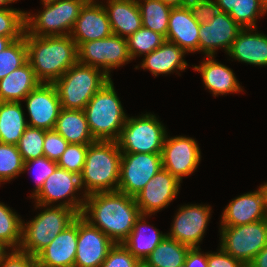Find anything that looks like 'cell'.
<instances>
[{
	"mask_svg": "<svg viewBox=\"0 0 267 267\" xmlns=\"http://www.w3.org/2000/svg\"><path fill=\"white\" fill-rule=\"evenodd\" d=\"M85 199L81 216L115 244L128 237L141 215L135 197L119 191L93 193Z\"/></svg>",
	"mask_w": 267,
	"mask_h": 267,
	"instance_id": "1",
	"label": "cell"
},
{
	"mask_svg": "<svg viewBox=\"0 0 267 267\" xmlns=\"http://www.w3.org/2000/svg\"><path fill=\"white\" fill-rule=\"evenodd\" d=\"M27 59L40 83L53 84L78 63V46L70 35L33 36L25 31Z\"/></svg>",
	"mask_w": 267,
	"mask_h": 267,
	"instance_id": "2",
	"label": "cell"
},
{
	"mask_svg": "<svg viewBox=\"0 0 267 267\" xmlns=\"http://www.w3.org/2000/svg\"><path fill=\"white\" fill-rule=\"evenodd\" d=\"M122 152L117 141H95L88 145L80 177L83 198L98 192L117 191Z\"/></svg>",
	"mask_w": 267,
	"mask_h": 267,
	"instance_id": "3",
	"label": "cell"
},
{
	"mask_svg": "<svg viewBox=\"0 0 267 267\" xmlns=\"http://www.w3.org/2000/svg\"><path fill=\"white\" fill-rule=\"evenodd\" d=\"M88 126L96 141H117L127 115L123 110L112 80L90 99L84 108Z\"/></svg>",
	"mask_w": 267,
	"mask_h": 267,
	"instance_id": "4",
	"label": "cell"
},
{
	"mask_svg": "<svg viewBox=\"0 0 267 267\" xmlns=\"http://www.w3.org/2000/svg\"><path fill=\"white\" fill-rule=\"evenodd\" d=\"M111 78L98 68L76 63L53 83L63 109L84 110Z\"/></svg>",
	"mask_w": 267,
	"mask_h": 267,
	"instance_id": "5",
	"label": "cell"
},
{
	"mask_svg": "<svg viewBox=\"0 0 267 267\" xmlns=\"http://www.w3.org/2000/svg\"><path fill=\"white\" fill-rule=\"evenodd\" d=\"M79 215L68 207L51 206L44 209L33 220L22 223V238L19 249L36 256L64 231Z\"/></svg>",
	"mask_w": 267,
	"mask_h": 267,
	"instance_id": "6",
	"label": "cell"
},
{
	"mask_svg": "<svg viewBox=\"0 0 267 267\" xmlns=\"http://www.w3.org/2000/svg\"><path fill=\"white\" fill-rule=\"evenodd\" d=\"M85 3L84 0L44 3V10L40 14L30 16V12H26V32L40 37L70 35Z\"/></svg>",
	"mask_w": 267,
	"mask_h": 267,
	"instance_id": "7",
	"label": "cell"
},
{
	"mask_svg": "<svg viewBox=\"0 0 267 267\" xmlns=\"http://www.w3.org/2000/svg\"><path fill=\"white\" fill-rule=\"evenodd\" d=\"M166 133L165 127L153 114L127 117L117 143L122 153H162Z\"/></svg>",
	"mask_w": 267,
	"mask_h": 267,
	"instance_id": "8",
	"label": "cell"
},
{
	"mask_svg": "<svg viewBox=\"0 0 267 267\" xmlns=\"http://www.w3.org/2000/svg\"><path fill=\"white\" fill-rule=\"evenodd\" d=\"M220 247L229 255L248 265L267 245V218L238 226H221Z\"/></svg>",
	"mask_w": 267,
	"mask_h": 267,
	"instance_id": "9",
	"label": "cell"
},
{
	"mask_svg": "<svg viewBox=\"0 0 267 267\" xmlns=\"http://www.w3.org/2000/svg\"><path fill=\"white\" fill-rule=\"evenodd\" d=\"M132 60L128 53L127 39L118 35L84 42L78 47V63L100 69L109 75L110 69L117 68Z\"/></svg>",
	"mask_w": 267,
	"mask_h": 267,
	"instance_id": "10",
	"label": "cell"
},
{
	"mask_svg": "<svg viewBox=\"0 0 267 267\" xmlns=\"http://www.w3.org/2000/svg\"><path fill=\"white\" fill-rule=\"evenodd\" d=\"M161 168V153H122L117 191L135 197Z\"/></svg>",
	"mask_w": 267,
	"mask_h": 267,
	"instance_id": "11",
	"label": "cell"
},
{
	"mask_svg": "<svg viewBox=\"0 0 267 267\" xmlns=\"http://www.w3.org/2000/svg\"><path fill=\"white\" fill-rule=\"evenodd\" d=\"M79 189H81L79 175L57 167L45 180L40 191L36 195L31 196V198L33 197L37 200L36 207L40 208L46 207L58 200L67 199L70 196L67 201L61 202L58 206L68 207L73 209L78 215H81L86 199H77L74 196L75 192L79 191Z\"/></svg>",
	"mask_w": 267,
	"mask_h": 267,
	"instance_id": "12",
	"label": "cell"
},
{
	"mask_svg": "<svg viewBox=\"0 0 267 267\" xmlns=\"http://www.w3.org/2000/svg\"><path fill=\"white\" fill-rule=\"evenodd\" d=\"M161 157L162 168L181 182L182 177L192 174L198 167L201 152L195 139L184 136L168 138L166 135Z\"/></svg>",
	"mask_w": 267,
	"mask_h": 267,
	"instance_id": "13",
	"label": "cell"
},
{
	"mask_svg": "<svg viewBox=\"0 0 267 267\" xmlns=\"http://www.w3.org/2000/svg\"><path fill=\"white\" fill-rule=\"evenodd\" d=\"M114 244L99 228L79 215L74 267H100Z\"/></svg>",
	"mask_w": 267,
	"mask_h": 267,
	"instance_id": "14",
	"label": "cell"
},
{
	"mask_svg": "<svg viewBox=\"0 0 267 267\" xmlns=\"http://www.w3.org/2000/svg\"><path fill=\"white\" fill-rule=\"evenodd\" d=\"M180 181L161 168L135 196L142 215H151L170 204L179 192Z\"/></svg>",
	"mask_w": 267,
	"mask_h": 267,
	"instance_id": "15",
	"label": "cell"
},
{
	"mask_svg": "<svg viewBox=\"0 0 267 267\" xmlns=\"http://www.w3.org/2000/svg\"><path fill=\"white\" fill-rule=\"evenodd\" d=\"M24 100L30 115L28 126L53 130L62 109L55 86L40 83Z\"/></svg>",
	"mask_w": 267,
	"mask_h": 267,
	"instance_id": "16",
	"label": "cell"
},
{
	"mask_svg": "<svg viewBox=\"0 0 267 267\" xmlns=\"http://www.w3.org/2000/svg\"><path fill=\"white\" fill-rule=\"evenodd\" d=\"M210 209L203 205L181 206L167 236L190 247H198L207 228Z\"/></svg>",
	"mask_w": 267,
	"mask_h": 267,
	"instance_id": "17",
	"label": "cell"
},
{
	"mask_svg": "<svg viewBox=\"0 0 267 267\" xmlns=\"http://www.w3.org/2000/svg\"><path fill=\"white\" fill-rule=\"evenodd\" d=\"M241 30L228 13L220 11L208 24L200 23L199 51L214 56L216 49L222 47L228 53Z\"/></svg>",
	"mask_w": 267,
	"mask_h": 267,
	"instance_id": "18",
	"label": "cell"
},
{
	"mask_svg": "<svg viewBox=\"0 0 267 267\" xmlns=\"http://www.w3.org/2000/svg\"><path fill=\"white\" fill-rule=\"evenodd\" d=\"M96 3H85L76 19L70 36L78 47L84 42L104 39L113 34L105 8Z\"/></svg>",
	"mask_w": 267,
	"mask_h": 267,
	"instance_id": "19",
	"label": "cell"
},
{
	"mask_svg": "<svg viewBox=\"0 0 267 267\" xmlns=\"http://www.w3.org/2000/svg\"><path fill=\"white\" fill-rule=\"evenodd\" d=\"M78 239V217L35 257L37 267H74Z\"/></svg>",
	"mask_w": 267,
	"mask_h": 267,
	"instance_id": "20",
	"label": "cell"
},
{
	"mask_svg": "<svg viewBox=\"0 0 267 267\" xmlns=\"http://www.w3.org/2000/svg\"><path fill=\"white\" fill-rule=\"evenodd\" d=\"M198 23L187 6L172 7L166 40L173 42L185 53L199 51Z\"/></svg>",
	"mask_w": 267,
	"mask_h": 267,
	"instance_id": "21",
	"label": "cell"
},
{
	"mask_svg": "<svg viewBox=\"0 0 267 267\" xmlns=\"http://www.w3.org/2000/svg\"><path fill=\"white\" fill-rule=\"evenodd\" d=\"M221 226H238L267 218L260 188L233 199L223 211Z\"/></svg>",
	"mask_w": 267,
	"mask_h": 267,
	"instance_id": "22",
	"label": "cell"
},
{
	"mask_svg": "<svg viewBox=\"0 0 267 267\" xmlns=\"http://www.w3.org/2000/svg\"><path fill=\"white\" fill-rule=\"evenodd\" d=\"M107 3L108 5L103 7L114 35L127 39L142 27L137 0H108Z\"/></svg>",
	"mask_w": 267,
	"mask_h": 267,
	"instance_id": "23",
	"label": "cell"
},
{
	"mask_svg": "<svg viewBox=\"0 0 267 267\" xmlns=\"http://www.w3.org/2000/svg\"><path fill=\"white\" fill-rule=\"evenodd\" d=\"M251 31L256 30L242 29L227 54L241 62L267 66V35Z\"/></svg>",
	"mask_w": 267,
	"mask_h": 267,
	"instance_id": "24",
	"label": "cell"
},
{
	"mask_svg": "<svg viewBox=\"0 0 267 267\" xmlns=\"http://www.w3.org/2000/svg\"><path fill=\"white\" fill-rule=\"evenodd\" d=\"M204 62L199 66H194V70L201 73L205 87L212 91L213 95H224L228 93L240 92V84L238 83L233 71L225 65L214 61L213 56H206Z\"/></svg>",
	"mask_w": 267,
	"mask_h": 267,
	"instance_id": "25",
	"label": "cell"
},
{
	"mask_svg": "<svg viewBox=\"0 0 267 267\" xmlns=\"http://www.w3.org/2000/svg\"><path fill=\"white\" fill-rule=\"evenodd\" d=\"M39 84L34 70L27 61L0 80V102H20Z\"/></svg>",
	"mask_w": 267,
	"mask_h": 267,
	"instance_id": "26",
	"label": "cell"
},
{
	"mask_svg": "<svg viewBox=\"0 0 267 267\" xmlns=\"http://www.w3.org/2000/svg\"><path fill=\"white\" fill-rule=\"evenodd\" d=\"M185 52L176 44L165 41L161 46L145 55L142 68L148 69L154 76L169 74L176 70H184L188 65L183 57Z\"/></svg>",
	"mask_w": 267,
	"mask_h": 267,
	"instance_id": "27",
	"label": "cell"
},
{
	"mask_svg": "<svg viewBox=\"0 0 267 267\" xmlns=\"http://www.w3.org/2000/svg\"><path fill=\"white\" fill-rule=\"evenodd\" d=\"M54 130L69 144H92L93 138L84 110L61 109Z\"/></svg>",
	"mask_w": 267,
	"mask_h": 267,
	"instance_id": "28",
	"label": "cell"
},
{
	"mask_svg": "<svg viewBox=\"0 0 267 267\" xmlns=\"http://www.w3.org/2000/svg\"><path fill=\"white\" fill-rule=\"evenodd\" d=\"M27 123L20 102H0L1 143L17 145Z\"/></svg>",
	"mask_w": 267,
	"mask_h": 267,
	"instance_id": "29",
	"label": "cell"
},
{
	"mask_svg": "<svg viewBox=\"0 0 267 267\" xmlns=\"http://www.w3.org/2000/svg\"><path fill=\"white\" fill-rule=\"evenodd\" d=\"M144 219L145 215L141 214L140 217L136 220L133 230L122 242V244L141 262H143L144 259L167 236V234L160 233V231L154 227L151 234H146V221Z\"/></svg>",
	"mask_w": 267,
	"mask_h": 267,
	"instance_id": "30",
	"label": "cell"
},
{
	"mask_svg": "<svg viewBox=\"0 0 267 267\" xmlns=\"http://www.w3.org/2000/svg\"><path fill=\"white\" fill-rule=\"evenodd\" d=\"M189 248L166 236L142 263L147 267H176L184 264Z\"/></svg>",
	"mask_w": 267,
	"mask_h": 267,
	"instance_id": "31",
	"label": "cell"
},
{
	"mask_svg": "<svg viewBox=\"0 0 267 267\" xmlns=\"http://www.w3.org/2000/svg\"><path fill=\"white\" fill-rule=\"evenodd\" d=\"M143 1L144 4L142 1L137 0L141 13L142 26L166 38L172 6L163 3L161 0Z\"/></svg>",
	"mask_w": 267,
	"mask_h": 267,
	"instance_id": "32",
	"label": "cell"
},
{
	"mask_svg": "<svg viewBox=\"0 0 267 267\" xmlns=\"http://www.w3.org/2000/svg\"><path fill=\"white\" fill-rule=\"evenodd\" d=\"M22 223L16 212L0 202V241L7 247L19 249L22 238Z\"/></svg>",
	"mask_w": 267,
	"mask_h": 267,
	"instance_id": "33",
	"label": "cell"
},
{
	"mask_svg": "<svg viewBox=\"0 0 267 267\" xmlns=\"http://www.w3.org/2000/svg\"><path fill=\"white\" fill-rule=\"evenodd\" d=\"M166 41V38L148 28L141 27L127 38L128 53L131 59L149 54Z\"/></svg>",
	"mask_w": 267,
	"mask_h": 267,
	"instance_id": "34",
	"label": "cell"
},
{
	"mask_svg": "<svg viewBox=\"0 0 267 267\" xmlns=\"http://www.w3.org/2000/svg\"><path fill=\"white\" fill-rule=\"evenodd\" d=\"M27 61V46L24 33L23 37L13 41L5 50L0 52V80Z\"/></svg>",
	"mask_w": 267,
	"mask_h": 267,
	"instance_id": "35",
	"label": "cell"
},
{
	"mask_svg": "<svg viewBox=\"0 0 267 267\" xmlns=\"http://www.w3.org/2000/svg\"><path fill=\"white\" fill-rule=\"evenodd\" d=\"M24 161L17 145L0 142V183L23 173Z\"/></svg>",
	"mask_w": 267,
	"mask_h": 267,
	"instance_id": "36",
	"label": "cell"
},
{
	"mask_svg": "<svg viewBox=\"0 0 267 267\" xmlns=\"http://www.w3.org/2000/svg\"><path fill=\"white\" fill-rule=\"evenodd\" d=\"M266 11L267 6L262 0H239L229 15L242 29H255L256 17Z\"/></svg>",
	"mask_w": 267,
	"mask_h": 267,
	"instance_id": "37",
	"label": "cell"
},
{
	"mask_svg": "<svg viewBox=\"0 0 267 267\" xmlns=\"http://www.w3.org/2000/svg\"><path fill=\"white\" fill-rule=\"evenodd\" d=\"M45 131L36 127L27 126L17 144L24 162L44 156L43 143Z\"/></svg>",
	"mask_w": 267,
	"mask_h": 267,
	"instance_id": "38",
	"label": "cell"
},
{
	"mask_svg": "<svg viewBox=\"0 0 267 267\" xmlns=\"http://www.w3.org/2000/svg\"><path fill=\"white\" fill-rule=\"evenodd\" d=\"M26 12L12 8H0V36L9 37L13 41L24 36Z\"/></svg>",
	"mask_w": 267,
	"mask_h": 267,
	"instance_id": "39",
	"label": "cell"
},
{
	"mask_svg": "<svg viewBox=\"0 0 267 267\" xmlns=\"http://www.w3.org/2000/svg\"><path fill=\"white\" fill-rule=\"evenodd\" d=\"M88 145L90 144H69L57 161L58 167L80 176L85 164Z\"/></svg>",
	"mask_w": 267,
	"mask_h": 267,
	"instance_id": "40",
	"label": "cell"
},
{
	"mask_svg": "<svg viewBox=\"0 0 267 267\" xmlns=\"http://www.w3.org/2000/svg\"><path fill=\"white\" fill-rule=\"evenodd\" d=\"M141 263L122 243H116L100 267H139Z\"/></svg>",
	"mask_w": 267,
	"mask_h": 267,
	"instance_id": "41",
	"label": "cell"
},
{
	"mask_svg": "<svg viewBox=\"0 0 267 267\" xmlns=\"http://www.w3.org/2000/svg\"><path fill=\"white\" fill-rule=\"evenodd\" d=\"M68 145L69 143L54 129L45 131L43 151L46 158L57 162Z\"/></svg>",
	"mask_w": 267,
	"mask_h": 267,
	"instance_id": "42",
	"label": "cell"
},
{
	"mask_svg": "<svg viewBox=\"0 0 267 267\" xmlns=\"http://www.w3.org/2000/svg\"><path fill=\"white\" fill-rule=\"evenodd\" d=\"M188 7L198 23H209L220 12L217 3L213 0H190Z\"/></svg>",
	"mask_w": 267,
	"mask_h": 267,
	"instance_id": "43",
	"label": "cell"
},
{
	"mask_svg": "<svg viewBox=\"0 0 267 267\" xmlns=\"http://www.w3.org/2000/svg\"><path fill=\"white\" fill-rule=\"evenodd\" d=\"M34 165L37 168L39 167L38 175L36 176V187L35 192L32 194L33 196L36 195L40 189L43 187L45 180L55 171L58 167L57 162L46 158L45 156L36 158L30 161L24 162L23 172L28 170L29 168Z\"/></svg>",
	"mask_w": 267,
	"mask_h": 267,
	"instance_id": "44",
	"label": "cell"
},
{
	"mask_svg": "<svg viewBox=\"0 0 267 267\" xmlns=\"http://www.w3.org/2000/svg\"><path fill=\"white\" fill-rule=\"evenodd\" d=\"M0 267H37L36 257L20 249H12L0 262Z\"/></svg>",
	"mask_w": 267,
	"mask_h": 267,
	"instance_id": "45",
	"label": "cell"
},
{
	"mask_svg": "<svg viewBox=\"0 0 267 267\" xmlns=\"http://www.w3.org/2000/svg\"><path fill=\"white\" fill-rule=\"evenodd\" d=\"M208 267H243V264L227 254L221 247L217 253H207Z\"/></svg>",
	"mask_w": 267,
	"mask_h": 267,
	"instance_id": "46",
	"label": "cell"
},
{
	"mask_svg": "<svg viewBox=\"0 0 267 267\" xmlns=\"http://www.w3.org/2000/svg\"><path fill=\"white\" fill-rule=\"evenodd\" d=\"M200 250L199 246L189 248L184 262L186 267H208L207 253L204 255Z\"/></svg>",
	"mask_w": 267,
	"mask_h": 267,
	"instance_id": "47",
	"label": "cell"
},
{
	"mask_svg": "<svg viewBox=\"0 0 267 267\" xmlns=\"http://www.w3.org/2000/svg\"><path fill=\"white\" fill-rule=\"evenodd\" d=\"M250 267H267V245L248 264Z\"/></svg>",
	"mask_w": 267,
	"mask_h": 267,
	"instance_id": "48",
	"label": "cell"
},
{
	"mask_svg": "<svg viewBox=\"0 0 267 267\" xmlns=\"http://www.w3.org/2000/svg\"><path fill=\"white\" fill-rule=\"evenodd\" d=\"M214 1L217 3L220 11L229 14L234 9V7L237 6V2L239 0H214Z\"/></svg>",
	"mask_w": 267,
	"mask_h": 267,
	"instance_id": "49",
	"label": "cell"
},
{
	"mask_svg": "<svg viewBox=\"0 0 267 267\" xmlns=\"http://www.w3.org/2000/svg\"><path fill=\"white\" fill-rule=\"evenodd\" d=\"M161 1L172 7H182V6H187L190 0H161Z\"/></svg>",
	"mask_w": 267,
	"mask_h": 267,
	"instance_id": "50",
	"label": "cell"
},
{
	"mask_svg": "<svg viewBox=\"0 0 267 267\" xmlns=\"http://www.w3.org/2000/svg\"><path fill=\"white\" fill-rule=\"evenodd\" d=\"M12 42L11 38L0 36V52L5 50Z\"/></svg>",
	"mask_w": 267,
	"mask_h": 267,
	"instance_id": "51",
	"label": "cell"
},
{
	"mask_svg": "<svg viewBox=\"0 0 267 267\" xmlns=\"http://www.w3.org/2000/svg\"><path fill=\"white\" fill-rule=\"evenodd\" d=\"M263 193L264 196V210L267 216V183H265L264 185H261V187H259Z\"/></svg>",
	"mask_w": 267,
	"mask_h": 267,
	"instance_id": "52",
	"label": "cell"
},
{
	"mask_svg": "<svg viewBox=\"0 0 267 267\" xmlns=\"http://www.w3.org/2000/svg\"><path fill=\"white\" fill-rule=\"evenodd\" d=\"M6 248H9V247H7L4 243L0 241V262L3 260L4 256L7 254L5 251Z\"/></svg>",
	"mask_w": 267,
	"mask_h": 267,
	"instance_id": "53",
	"label": "cell"
},
{
	"mask_svg": "<svg viewBox=\"0 0 267 267\" xmlns=\"http://www.w3.org/2000/svg\"><path fill=\"white\" fill-rule=\"evenodd\" d=\"M15 1H17V0H0V8H2L1 5H7V4L13 3Z\"/></svg>",
	"mask_w": 267,
	"mask_h": 267,
	"instance_id": "54",
	"label": "cell"
},
{
	"mask_svg": "<svg viewBox=\"0 0 267 267\" xmlns=\"http://www.w3.org/2000/svg\"><path fill=\"white\" fill-rule=\"evenodd\" d=\"M42 3H49V2H54V1H58V0H41Z\"/></svg>",
	"mask_w": 267,
	"mask_h": 267,
	"instance_id": "55",
	"label": "cell"
},
{
	"mask_svg": "<svg viewBox=\"0 0 267 267\" xmlns=\"http://www.w3.org/2000/svg\"><path fill=\"white\" fill-rule=\"evenodd\" d=\"M176 267H186V265L185 264H180V265H178Z\"/></svg>",
	"mask_w": 267,
	"mask_h": 267,
	"instance_id": "56",
	"label": "cell"
},
{
	"mask_svg": "<svg viewBox=\"0 0 267 267\" xmlns=\"http://www.w3.org/2000/svg\"><path fill=\"white\" fill-rule=\"evenodd\" d=\"M139 267H147L145 264L141 263Z\"/></svg>",
	"mask_w": 267,
	"mask_h": 267,
	"instance_id": "57",
	"label": "cell"
},
{
	"mask_svg": "<svg viewBox=\"0 0 267 267\" xmlns=\"http://www.w3.org/2000/svg\"><path fill=\"white\" fill-rule=\"evenodd\" d=\"M86 3L87 2H94L95 0H84Z\"/></svg>",
	"mask_w": 267,
	"mask_h": 267,
	"instance_id": "58",
	"label": "cell"
},
{
	"mask_svg": "<svg viewBox=\"0 0 267 267\" xmlns=\"http://www.w3.org/2000/svg\"><path fill=\"white\" fill-rule=\"evenodd\" d=\"M262 1L267 6V0H262Z\"/></svg>",
	"mask_w": 267,
	"mask_h": 267,
	"instance_id": "59",
	"label": "cell"
}]
</instances>
